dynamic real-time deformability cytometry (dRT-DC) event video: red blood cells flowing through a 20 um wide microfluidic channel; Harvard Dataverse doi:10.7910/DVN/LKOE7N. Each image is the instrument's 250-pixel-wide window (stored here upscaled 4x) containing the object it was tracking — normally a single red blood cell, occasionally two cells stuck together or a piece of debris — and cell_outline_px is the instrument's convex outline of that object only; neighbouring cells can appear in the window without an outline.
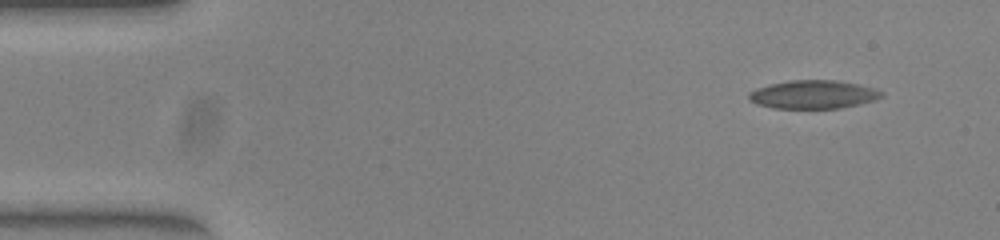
{"species": "common noctule bat (a hibernating species)", "species_latin": "Nyctalus noctula", "temperature_condition": "warm", "stored_images_in_passage": 12, "camera_frame_rate_fps": 3000, "um_per_image_px": 0.085, "animal": {"sex": "female", "body_mass_g": 23.0, "forearm_length_mm": 53.4}, "frame": {"image": 1, "passage_image": 1, "time_ms": 0.0, "image_size_px": [1000, 240], "cell_outline_px": [[884, 96], [876, 100], [840, 108], [772, 108], [756, 104], [748, 100], [748, 92], [756, 88], [788, 80], [836, 80], [876, 88], [884, 92]], "centroid_in_image_um": [69.13, 8.03], "position_along_channel_um": 15.9, "area_um2": 22.08}}